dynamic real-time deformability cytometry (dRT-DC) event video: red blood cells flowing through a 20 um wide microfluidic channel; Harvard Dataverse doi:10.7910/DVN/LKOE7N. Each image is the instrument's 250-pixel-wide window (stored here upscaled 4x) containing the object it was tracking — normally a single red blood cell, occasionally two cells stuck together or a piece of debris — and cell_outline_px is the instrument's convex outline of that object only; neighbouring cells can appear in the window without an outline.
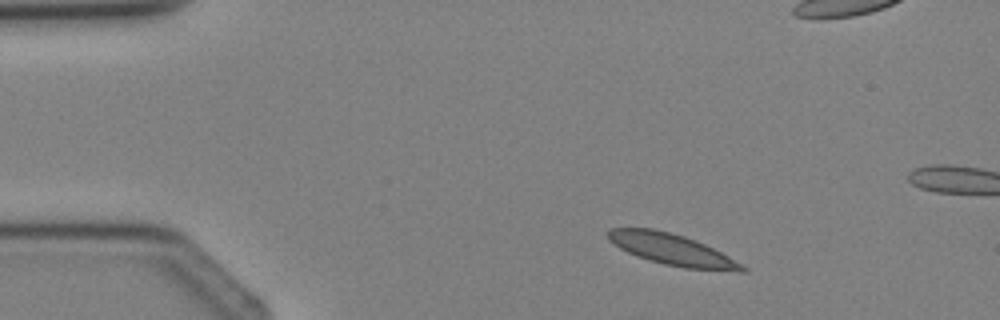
{"species": "Egyptian fruit bat (a non-hibernating species)", "species_latin": "Rousettus aegyptiacus", "temperature_condition": "cold", "stored_images_in_passage": 3, "camera_frame_rate_fps": 3000, "um_per_image_px": 0.085, "animal": {"sex": "female"}, "frame": {"image": 1, "passage_image": 1, "time_ms": 0.0, "image_size_px": [1000, 320], "cell_outline_px": [[748, 272], [740, 272], [684, 268], [664, 264], [648, 260], [636, 256], [620, 248], [608, 240], [608, 228], [652, 228], [684, 236], [696, 240], [728, 256], [748, 268]], "centroid_in_image_um": [57.13, 21.22], "position_along_channel_um": 27.9, "area_um2": 24.39}}